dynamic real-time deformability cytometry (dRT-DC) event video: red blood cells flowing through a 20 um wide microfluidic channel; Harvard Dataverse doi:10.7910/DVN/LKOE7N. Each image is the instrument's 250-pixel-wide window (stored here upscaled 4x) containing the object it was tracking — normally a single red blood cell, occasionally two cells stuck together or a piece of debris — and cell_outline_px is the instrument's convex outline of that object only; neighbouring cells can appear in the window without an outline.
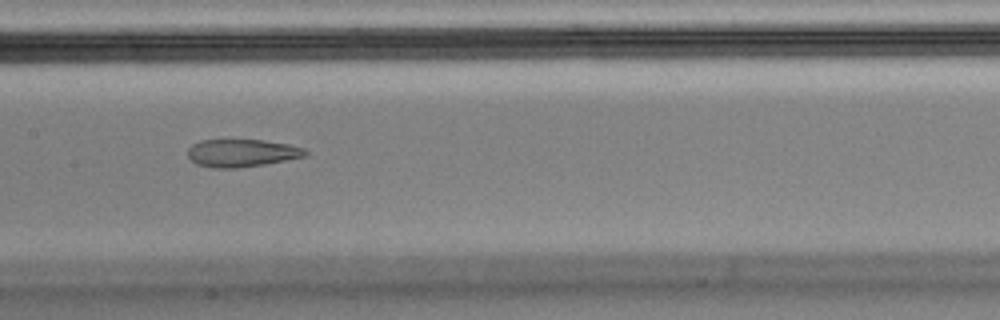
{"species": "Egyptian fruit bat (a non-hibernating species)", "species_latin": "Rousettus aegyptiacus", "temperature_condition": "cold", "stored_images_in_passage": 14, "camera_frame_rate_fps": 3000, "um_per_image_px": 0.085, "animal": {"sex": "male"}, "frame": {"image": 1, "passage_image": 7, "time_ms": 2.0, "image_size_px": [1000, 320], "cell_outline_px": [[308, 156], [264, 164], [236, 168], [212, 168], [196, 164], [188, 156], [188, 148], [192, 144], [200, 140], [264, 140], [288, 144], [304, 148], [308, 152]], "centroid_in_image_um": [20.56, 13.0], "position_along_channel_um": 186.8, "area_um2": 19.02}}
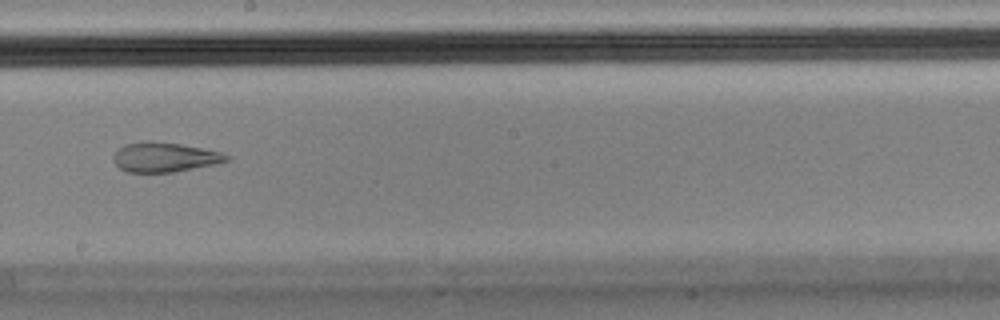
{"frame": {"image": 2, "passage_image": 8, "time_ms": 2.333, "image_size_px": [1000, 320], "cell_outline_px": [[232, 156], [228, 160], [216, 164], [172, 172], [128, 172], [120, 168], [112, 160], [112, 156], [124, 144], [144, 140], [148, 140], [180, 144], [220, 152]], "centroid_in_image_um": [13.97, 13.35], "position_along_channel_um": 234.2, "area_um2": 19.48}}